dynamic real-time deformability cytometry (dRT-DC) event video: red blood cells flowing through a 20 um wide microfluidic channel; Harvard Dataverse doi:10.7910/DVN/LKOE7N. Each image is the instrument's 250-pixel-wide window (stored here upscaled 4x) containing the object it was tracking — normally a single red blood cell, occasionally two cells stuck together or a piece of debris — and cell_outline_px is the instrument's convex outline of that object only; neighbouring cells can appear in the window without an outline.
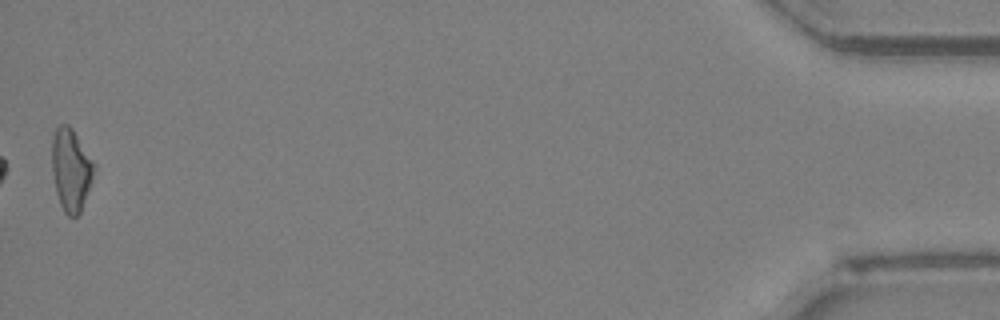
{"species": "Egyptian fruit bat (a non-hibernating species)", "species_latin": "Rousettus aegyptiacus", "temperature_condition": "room temperature", "stored_images_in_passage": 51, "camera_frame_rate_fps": 3000, "um_per_image_px": 0.085, "animal": {"sex": "female"}, "frame": {"image": 1, "passage_image": 51, "time_ms": 16.667, "image_size_px": [1000, 320], "cell_outline_px": [[96, 164], [92, 180], [80, 212], [76, 216], [68, 216], [64, 212], [60, 204], [56, 192], [52, 172], [52, 140], [56, 128], [60, 124], [68, 124], [72, 128]], "centroid_in_image_um": [6.03, 14.41], "position_along_channel_um": 429.2, "area_um2": 20.17}, "authors_computed_cell_mechanics": {"area_um2": 20.2878, "velocity_mm_per_s": 4.021, "shape_relaxation_time_tau1_ms": null, "shape_relaxation_time_tau2_ms": 9.8054, "deformation_change_tau1": null, "deformation_change_tau2": 0.241}}